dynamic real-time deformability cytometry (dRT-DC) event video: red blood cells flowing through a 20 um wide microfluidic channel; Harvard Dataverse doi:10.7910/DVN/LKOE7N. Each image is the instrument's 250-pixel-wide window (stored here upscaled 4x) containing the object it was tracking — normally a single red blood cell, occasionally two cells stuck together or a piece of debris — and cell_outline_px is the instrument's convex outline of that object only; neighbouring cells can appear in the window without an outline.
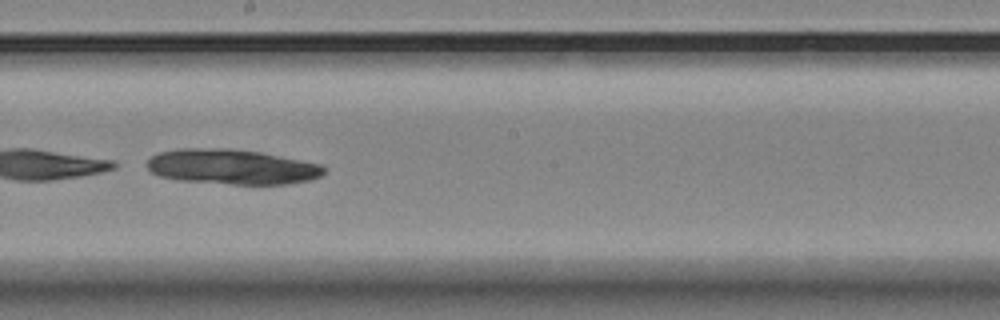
{"species": "Egyptian fruit bat (a non-hibernating species)", "species_latin": "Rousettus aegyptiacus", "temperature_condition": "room temperature", "stored_images_in_passage": 51, "camera_frame_rate_fps": 3000, "um_per_image_px": 0.085, "animal": {"sex": "female"}, "frame": {"image": 1, "passage_image": 27, "time_ms": 8.667, "image_size_px": [1000, 320], "cell_outline_px": [[324, 172], [320, 176], [308, 180], [288, 184], [232, 184], [176, 180], [160, 176], [152, 172], [148, 168], [148, 160], [152, 156], [160, 152], [180, 148], [224, 148], [260, 152], [320, 164], [324, 168]], "centroid_in_image_um": [19.68, 14.18], "position_along_channel_um": 228.5, "area_um2": 35.89}}
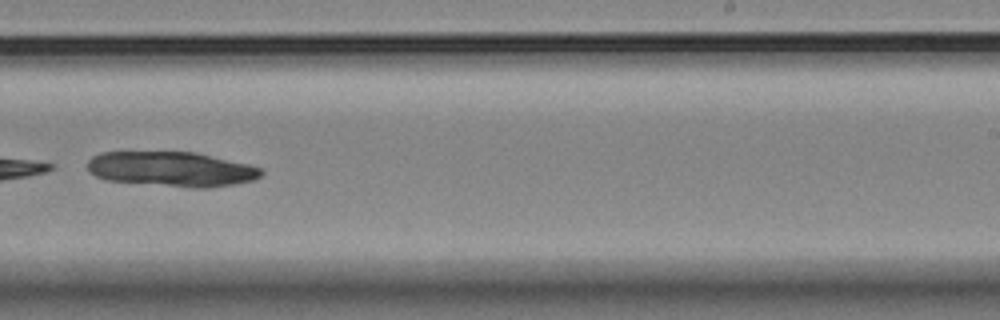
{"frame": {"image": 2, "passage_image": 31, "time_ms": 10.0, "image_size_px": [1000, 320], "cell_outline_px": [[264, 172], [256, 180], [236, 184], [212, 188], [192, 188], [108, 180], [96, 176], [88, 172], [88, 160], [92, 156], [100, 152], [196, 152], [248, 164], [260, 168]], "centroid_in_image_um": [14.61, 14.38], "position_along_channel_um": 274.4, "area_um2": 35.49}}